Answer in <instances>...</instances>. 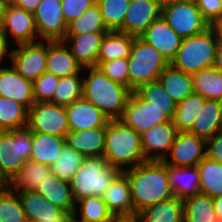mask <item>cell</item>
<instances>
[{"mask_svg": "<svg viewBox=\"0 0 222 222\" xmlns=\"http://www.w3.org/2000/svg\"><path fill=\"white\" fill-rule=\"evenodd\" d=\"M123 172L129 180L136 214L148 206L174 197L169 183L168 165L163 161L147 160Z\"/></svg>", "mask_w": 222, "mask_h": 222, "instance_id": "6da1fadb", "label": "cell"}, {"mask_svg": "<svg viewBox=\"0 0 222 222\" xmlns=\"http://www.w3.org/2000/svg\"><path fill=\"white\" fill-rule=\"evenodd\" d=\"M83 98L93 103L109 120H120L132 91L107 77L99 67H86Z\"/></svg>", "mask_w": 222, "mask_h": 222, "instance_id": "7a4b0ae2", "label": "cell"}, {"mask_svg": "<svg viewBox=\"0 0 222 222\" xmlns=\"http://www.w3.org/2000/svg\"><path fill=\"white\" fill-rule=\"evenodd\" d=\"M103 158L121 171L145 162L140 134L121 120H109L105 127Z\"/></svg>", "mask_w": 222, "mask_h": 222, "instance_id": "3957f363", "label": "cell"}, {"mask_svg": "<svg viewBox=\"0 0 222 222\" xmlns=\"http://www.w3.org/2000/svg\"><path fill=\"white\" fill-rule=\"evenodd\" d=\"M121 172L103 157H87L69 182L75 201L87 196L102 197L105 190Z\"/></svg>", "mask_w": 222, "mask_h": 222, "instance_id": "277c9868", "label": "cell"}, {"mask_svg": "<svg viewBox=\"0 0 222 222\" xmlns=\"http://www.w3.org/2000/svg\"><path fill=\"white\" fill-rule=\"evenodd\" d=\"M218 40L210 28L183 39L170 65L188 74L212 67L215 62Z\"/></svg>", "mask_w": 222, "mask_h": 222, "instance_id": "5b68a950", "label": "cell"}, {"mask_svg": "<svg viewBox=\"0 0 222 222\" xmlns=\"http://www.w3.org/2000/svg\"><path fill=\"white\" fill-rule=\"evenodd\" d=\"M169 64L157 49L135 37L128 57L129 89L134 92L146 83L157 81Z\"/></svg>", "mask_w": 222, "mask_h": 222, "instance_id": "8992f818", "label": "cell"}, {"mask_svg": "<svg viewBox=\"0 0 222 222\" xmlns=\"http://www.w3.org/2000/svg\"><path fill=\"white\" fill-rule=\"evenodd\" d=\"M32 152L31 130L28 127L12 131H0V169L10 182Z\"/></svg>", "mask_w": 222, "mask_h": 222, "instance_id": "52a82bcc", "label": "cell"}, {"mask_svg": "<svg viewBox=\"0 0 222 222\" xmlns=\"http://www.w3.org/2000/svg\"><path fill=\"white\" fill-rule=\"evenodd\" d=\"M27 127L32 132H41L65 137L70 131L65 106L54 102H34L28 109Z\"/></svg>", "mask_w": 222, "mask_h": 222, "instance_id": "ba28073f", "label": "cell"}, {"mask_svg": "<svg viewBox=\"0 0 222 222\" xmlns=\"http://www.w3.org/2000/svg\"><path fill=\"white\" fill-rule=\"evenodd\" d=\"M161 16L183 39L199 34L209 28L195 1L162 5Z\"/></svg>", "mask_w": 222, "mask_h": 222, "instance_id": "9c48e42d", "label": "cell"}, {"mask_svg": "<svg viewBox=\"0 0 222 222\" xmlns=\"http://www.w3.org/2000/svg\"><path fill=\"white\" fill-rule=\"evenodd\" d=\"M120 120L140 135L152 127L171 119L161 110L151 106L136 91L130 94Z\"/></svg>", "mask_w": 222, "mask_h": 222, "instance_id": "30bf717a", "label": "cell"}, {"mask_svg": "<svg viewBox=\"0 0 222 222\" xmlns=\"http://www.w3.org/2000/svg\"><path fill=\"white\" fill-rule=\"evenodd\" d=\"M61 0H42L33 13L37 34L40 40H63L68 25L62 12Z\"/></svg>", "mask_w": 222, "mask_h": 222, "instance_id": "8fae6325", "label": "cell"}, {"mask_svg": "<svg viewBox=\"0 0 222 222\" xmlns=\"http://www.w3.org/2000/svg\"><path fill=\"white\" fill-rule=\"evenodd\" d=\"M18 47V48H17ZM47 41L18 44L12 50L11 65L25 79L36 80L46 71Z\"/></svg>", "mask_w": 222, "mask_h": 222, "instance_id": "7c38bea8", "label": "cell"}, {"mask_svg": "<svg viewBox=\"0 0 222 222\" xmlns=\"http://www.w3.org/2000/svg\"><path fill=\"white\" fill-rule=\"evenodd\" d=\"M205 157L206 140L186 131L177 133L169 153L162 161L166 165L188 167L197 166Z\"/></svg>", "mask_w": 222, "mask_h": 222, "instance_id": "4fadbf2b", "label": "cell"}, {"mask_svg": "<svg viewBox=\"0 0 222 222\" xmlns=\"http://www.w3.org/2000/svg\"><path fill=\"white\" fill-rule=\"evenodd\" d=\"M0 28L16 45L41 41L37 34L33 13L11 3ZM11 37V39H10Z\"/></svg>", "mask_w": 222, "mask_h": 222, "instance_id": "5bb4252c", "label": "cell"}, {"mask_svg": "<svg viewBox=\"0 0 222 222\" xmlns=\"http://www.w3.org/2000/svg\"><path fill=\"white\" fill-rule=\"evenodd\" d=\"M162 13L160 0H131L119 32L139 37Z\"/></svg>", "mask_w": 222, "mask_h": 222, "instance_id": "9a60e30c", "label": "cell"}, {"mask_svg": "<svg viewBox=\"0 0 222 222\" xmlns=\"http://www.w3.org/2000/svg\"><path fill=\"white\" fill-rule=\"evenodd\" d=\"M177 133L171 120L142 133L140 136L145 160L162 161L169 153Z\"/></svg>", "mask_w": 222, "mask_h": 222, "instance_id": "2e32d148", "label": "cell"}, {"mask_svg": "<svg viewBox=\"0 0 222 222\" xmlns=\"http://www.w3.org/2000/svg\"><path fill=\"white\" fill-rule=\"evenodd\" d=\"M103 201L116 219L135 218L131 188L126 174L121 171L105 190Z\"/></svg>", "mask_w": 222, "mask_h": 222, "instance_id": "e0dca14e", "label": "cell"}, {"mask_svg": "<svg viewBox=\"0 0 222 222\" xmlns=\"http://www.w3.org/2000/svg\"><path fill=\"white\" fill-rule=\"evenodd\" d=\"M139 38L157 49L169 63L176 56L183 40L162 16L152 22Z\"/></svg>", "mask_w": 222, "mask_h": 222, "instance_id": "ac0fdd59", "label": "cell"}, {"mask_svg": "<svg viewBox=\"0 0 222 222\" xmlns=\"http://www.w3.org/2000/svg\"><path fill=\"white\" fill-rule=\"evenodd\" d=\"M0 96L24 104L28 109L35 102L33 81L25 79L11 66L0 67Z\"/></svg>", "mask_w": 222, "mask_h": 222, "instance_id": "d6986e66", "label": "cell"}, {"mask_svg": "<svg viewBox=\"0 0 222 222\" xmlns=\"http://www.w3.org/2000/svg\"><path fill=\"white\" fill-rule=\"evenodd\" d=\"M83 69L63 40L47 41L46 72L62 78L81 74Z\"/></svg>", "mask_w": 222, "mask_h": 222, "instance_id": "ffe728a7", "label": "cell"}, {"mask_svg": "<svg viewBox=\"0 0 222 222\" xmlns=\"http://www.w3.org/2000/svg\"><path fill=\"white\" fill-rule=\"evenodd\" d=\"M70 131L106 127L109 119L91 102L84 98L66 106Z\"/></svg>", "mask_w": 222, "mask_h": 222, "instance_id": "44dd1931", "label": "cell"}, {"mask_svg": "<svg viewBox=\"0 0 222 222\" xmlns=\"http://www.w3.org/2000/svg\"><path fill=\"white\" fill-rule=\"evenodd\" d=\"M106 32L66 35L63 41L83 68L96 66L100 46Z\"/></svg>", "mask_w": 222, "mask_h": 222, "instance_id": "7402d4cb", "label": "cell"}, {"mask_svg": "<svg viewBox=\"0 0 222 222\" xmlns=\"http://www.w3.org/2000/svg\"><path fill=\"white\" fill-rule=\"evenodd\" d=\"M105 141V127L69 131L66 143L76 152L87 157H103Z\"/></svg>", "mask_w": 222, "mask_h": 222, "instance_id": "603a6c76", "label": "cell"}, {"mask_svg": "<svg viewBox=\"0 0 222 222\" xmlns=\"http://www.w3.org/2000/svg\"><path fill=\"white\" fill-rule=\"evenodd\" d=\"M21 202L27 220L40 222L42 220H56L64 211L55 204L47 201L36 191H15Z\"/></svg>", "mask_w": 222, "mask_h": 222, "instance_id": "cb8c5ba5", "label": "cell"}, {"mask_svg": "<svg viewBox=\"0 0 222 222\" xmlns=\"http://www.w3.org/2000/svg\"><path fill=\"white\" fill-rule=\"evenodd\" d=\"M47 201L60 207L65 213L74 215L76 201L73 198L68 182L50 174L35 190Z\"/></svg>", "mask_w": 222, "mask_h": 222, "instance_id": "d4e9b609", "label": "cell"}, {"mask_svg": "<svg viewBox=\"0 0 222 222\" xmlns=\"http://www.w3.org/2000/svg\"><path fill=\"white\" fill-rule=\"evenodd\" d=\"M168 176L175 197L184 200L187 197L201 194L197 166L175 167L168 165Z\"/></svg>", "mask_w": 222, "mask_h": 222, "instance_id": "484cf974", "label": "cell"}, {"mask_svg": "<svg viewBox=\"0 0 222 222\" xmlns=\"http://www.w3.org/2000/svg\"><path fill=\"white\" fill-rule=\"evenodd\" d=\"M222 130V101L206 100L204 108L198 112L194 125L188 131L205 140Z\"/></svg>", "mask_w": 222, "mask_h": 222, "instance_id": "4316f807", "label": "cell"}, {"mask_svg": "<svg viewBox=\"0 0 222 222\" xmlns=\"http://www.w3.org/2000/svg\"><path fill=\"white\" fill-rule=\"evenodd\" d=\"M135 219L138 222H184L183 200L174 196L157 202L138 212Z\"/></svg>", "mask_w": 222, "mask_h": 222, "instance_id": "83f0119b", "label": "cell"}, {"mask_svg": "<svg viewBox=\"0 0 222 222\" xmlns=\"http://www.w3.org/2000/svg\"><path fill=\"white\" fill-rule=\"evenodd\" d=\"M32 152L30 160L51 166L61 154L66 143L65 137L41 132H32Z\"/></svg>", "mask_w": 222, "mask_h": 222, "instance_id": "f1b7e54d", "label": "cell"}, {"mask_svg": "<svg viewBox=\"0 0 222 222\" xmlns=\"http://www.w3.org/2000/svg\"><path fill=\"white\" fill-rule=\"evenodd\" d=\"M134 38V36L117 30L106 32L101 42L96 66L98 67L103 62L128 58L131 53Z\"/></svg>", "mask_w": 222, "mask_h": 222, "instance_id": "f546056e", "label": "cell"}, {"mask_svg": "<svg viewBox=\"0 0 222 222\" xmlns=\"http://www.w3.org/2000/svg\"><path fill=\"white\" fill-rule=\"evenodd\" d=\"M51 173V166L27 160L8 187L13 191H35Z\"/></svg>", "mask_w": 222, "mask_h": 222, "instance_id": "4dcf8cb0", "label": "cell"}, {"mask_svg": "<svg viewBox=\"0 0 222 222\" xmlns=\"http://www.w3.org/2000/svg\"><path fill=\"white\" fill-rule=\"evenodd\" d=\"M158 81L177 104L194 93L191 74L177 70L170 64L159 75Z\"/></svg>", "mask_w": 222, "mask_h": 222, "instance_id": "1f68e13d", "label": "cell"}, {"mask_svg": "<svg viewBox=\"0 0 222 222\" xmlns=\"http://www.w3.org/2000/svg\"><path fill=\"white\" fill-rule=\"evenodd\" d=\"M194 93L206 100L222 101V72L214 66L191 74Z\"/></svg>", "mask_w": 222, "mask_h": 222, "instance_id": "d6a6232c", "label": "cell"}, {"mask_svg": "<svg viewBox=\"0 0 222 222\" xmlns=\"http://www.w3.org/2000/svg\"><path fill=\"white\" fill-rule=\"evenodd\" d=\"M184 222H218L213 198L198 194L183 200Z\"/></svg>", "mask_w": 222, "mask_h": 222, "instance_id": "836d02e7", "label": "cell"}, {"mask_svg": "<svg viewBox=\"0 0 222 222\" xmlns=\"http://www.w3.org/2000/svg\"><path fill=\"white\" fill-rule=\"evenodd\" d=\"M74 217L80 222H114L116 220L102 197L99 196H87L76 201Z\"/></svg>", "mask_w": 222, "mask_h": 222, "instance_id": "e575fe53", "label": "cell"}, {"mask_svg": "<svg viewBox=\"0 0 222 222\" xmlns=\"http://www.w3.org/2000/svg\"><path fill=\"white\" fill-rule=\"evenodd\" d=\"M205 101L203 96L193 93L177 104L171 121L178 132H186L192 128L198 112L204 108Z\"/></svg>", "mask_w": 222, "mask_h": 222, "instance_id": "d590c367", "label": "cell"}, {"mask_svg": "<svg viewBox=\"0 0 222 222\" xmlns=\"http://www.w3.org/2000/svg\"><path fill=\"white\" fill-rule=\"evenodd\" d=\"M201 193L211 198L222 196V163L207 156L197 165Z\"/></svg>", "mask_w": 222, "mask_h": 222, "instance_id": "8d00e7d4", "label": "cell"}, {"mask_svg": "<svg viewBox=\"0 0 222 222\" xmlns=\"http://www.w3.org/2000/svg\"><path fill=\"white\" fill-rule=\"evenodd\" d=\"M28 108L15 100L0 96V131L27 127Z\"/></svg>", "mask_w": 222, "mask_h": 222, "instance_id": "74e56055", "label": "cell"}, {"mask_svg": "<svg viewBox=\"0 0 222 222\" xmlns=\"http://www.w3.org/2000/svg\"><path fill=\"white\" fill-rule=\"evenodd\" d=\"M108 31L110 30L105 26L99 6L95 3L86 9L80 17L68 24L66 35Z\"/></svg>", "mask_w": 222, "mask_h": 222, "instance_id": "f35d334b", "label": "cell"}, {"mask_svg": "<svg viewBox=\"0 0 222 222\" xmlns=\"http://www.w3.org/2000/svg\"><path fill=\"white\" fill-rule=\"evenodd\" d=\"M136 92L151 106L161 109L170 119L173 118L177 103L163 89L158 80L146 83Z\"/></svg>", "mask_w": 222, "mask_h": 222, "instance_id": "ab89813d", "label": "cell"}, {"mask_svg": "<svg viewBox=\"0 0 222 222\" xmlns=\"http://www.w3.org/2000/svg\"><path fill=\"white\" fill-rule=\"evenodd\" d=\"M84 159L85 157L82 154L76 152L67 143H65L61 154L51 165L52 174L69 183Z\"/></svg>", "mask_w": 222, "mask_h": 222, "instance_id": "60d3db41", "label": "cell"}, {"mask_svg": "<svg viewBox=\"0 0 222 222\" xmlns=\"http://www.w3.org/2000/svg\"><path fill=\"white\" fill-rule=\"evenodd\" d=\"M83 74H74L60 78L53 96L55 104L68 106L83 98Z\"/></svg>", "mask_w": 222, "mask_h": 222, "instance_id": "b9f144b4", "label": "cell"}, {"mask_svg": "<svg viewBox=\"0 0 222 222\" xmlns=\"http://www.w3.org/2000/svg\"><path fill=\"white\" fill-rule=\"evenodd\" d=\"M131 0H96L105 26L110 30H119Z\"/></svg>", "mask_w": 222, "mask_h": 222, "instance_id": "7bdbcfd3", "label": "cell"}, {"mask_svg": "<svg viewBox=\"0 0 222 222\" xmlns=\"http://www.w3.org/2000/svg\"><path fill=\"white\" fill-rule=\"evenodd\" d=\"M27 217L15 191L9 187L0 190V222H26Z\"/></svg>", "mask_w": 222, "mask_h": 222, "instance_id": "ee69618b", "label": "cell"}, {"mask_svg": "<svg viewBox=\"0 0 222 222\" xmlns=\"http://www.w3.org/2000/svg\"><path fill=\"white\" fill-rule=\"evenodd\" d=\"M59 80V77L46 71L34 80L33 97L35 102L52 101Z\"/></svg>", "mask_w": 222, "mask_h": 222, "instance_id": "f6af8a7d", "label": "cell"}, {"mask_svg": "<svg viewBox=\"0 0 222 222\" xmlns=\"http://www.w3.org/2000/svg\"><path fill=\"white\" fill-rule=\"evenodd\" d=\"M98 67L112 81L129 88L128 58L103 62Z\"/></svg>", "mask_w": 222, "mask_h": 222, "instance_id": "bcb514c9", "label": "cell"}, {"mask_svg": "<svg viewBox=\"0 0 222 222\" xmlns=\"http://www.w3.org/2000/svg\"><path fill=\"white\" fill-rule=\"evenodd\" d=\"M62 12L67 25L73 20L80 17V15L89 7L96 3V0H61Z\"/></svg>", "mask_w": 222, "mask_h": 222, "instance_id": "7dc6e473", "label": "cell"}, {"mask_svg": "<svg viewBox=\"0 0 222 222\" xmlns=\"http://www.w3.org/2000/svg\"><path fill=\"white\" fill-rule=\"evenodd\" d=\"M195 3L208 23L222 12V0H195Z\"/></svg>", "mask_w": 222, "mask_h": 222, "instance_id": "c3c4849f", "label": "cell"}, {"mask_svg": "<svg viewBox=\"0 0 222 222\" xmlns=\"http://www.w3.org/2000/svg\"><path fill=\"white\" fill-rule=\"evenodd\" d=\"M206 156L222 163V130L206 140Z\"/></svg>", "mask_w": 222, "mask_h": 222, "instance_id": "681fc988", "label": "cell"}, {"mask_svg": "<svg viewBox=\"0 0 222 222\" xmlns=\"http://www.w3.org/2000/svg\"><path fill=\"white\" fill-rule=\"evenodd\" d=\"M14 45L15 44H13V42H9V39L0 28V66H2L1 64L3 60L6 62L7 60L11 59L13 50L12 47H14ZM6 57L9 59L5 60Z\"/></svg>", "mask_w": 222, "mask_h": 222, "instance_id": "f907efd6", "label": "cell"}, {"mask_svg": "<svg viewBox=\"0 0 222 222\" xmlns=\"http://www.w3.org/2000/svg\"><path fill=\"white\" fill-rule=\"evenodd\" d=\"M42 0H11V3L23 8L27 12L34 13Z\"/></svg>", "mask_w": 222, "mask_h": 222, "instance_id": "816d5d0a", "label": "cell"}, {"mask_svg": "<svg viewBox=\"0 0 222 222\" xmlns=\"http://www.w3.org/2000/svg\"><path fill=\"white\" fill-rule=\"evenodd\" d=\"M209 28L219 40H222V12L209 23Z\"/></svg>", "mask_w": 222, "mask_h": 222, "instance_id": "f5cc1de1", "label": "cell"}, {"mask_svg": "<svg viewBox=\"0 0 222 222\" xmlns=\"http://www.w3.org/2000/svg\"><path fill=\"white\" fill-rule=\"evenodd\" d=\"M217 70L222 72V40H218L216 47L215 62L213 65Z\"/></svg>", "mask_w": 222, "mask_h": 222, "instance_id": "db71d44e", "label": "cell"}, {"mask_svg": "<svg viewBox=\"0 0 222 222\" xmlns=\"http://www.w3.org/2000/svg\"><path fill=\"white\" fill-rule=\"evenodd\" d=\"M214 210L216 212L218 222H222V196L213 198Z\"/></svg>", "mask_w": 222, "mask_h": 222, "instance_id": "11a10c76", "label": "cell"}, {"mask_svg": "<svg viewBox=\"0 0 222 222\" xmlns=\"http://www.w3.org/2000/svg\"><path fill=\"white\" fill-rule=\"evenodd\" d=\"M10 4L11 0H0V25L4 21L5 14Z\"/></svg>", "mask_w": 222, "mask_h": 222, "instance_id": "9f6ffc18", "label": "cell"}, {"mask_svg": "<svg viewBox=\"0 0 222 222\" xmlns=\"http://www.w3.org/2000/svg\"><path fill=\"white\" fill-rule=\"evenodd\" d=\"M73 216V214L64 212L60 217H57L56 220H42L40 222H69Z\"/></svg>", "mask_w": 222, "mask_h": 222, "instance_id": "6f0895ef", "label": "cell"}, {"mask_svg": "<svg viewBox=\"0 0 222 222\" xmlns=\"http://www.w3.org/2000/svg\"><path fill=\"white\" fill-rule=\"evenodd\" d=\"M9 186V181L2 175V171L0 169V190L7 188Z\"/></svg>", "mask_w": 222, "mask_h": 222, "instance_id": "680465c9", "label": "cell"}, {"mask_svg": "<svg viewBox=\"0 0 222 222\" xmlns=\"http://www.w3.org/2000/svg\"><path fill=\"white\" fill-rule=\"evenodd\" d=\"M188 1H195V0H160L162 5H169L172 3L188 2Z\"/></svg>", "mask_w": 222, "mask_h": 222, "instance_id": "91938a15", "label": "cell"}, {"mask_svg": "<svg viewBox=\"0 0 222 222\" xmlns=\"http://www.w3.org/2000/svg\"><path fill=\"white\" fill-rule=\"evenodd\" d=\"M114 222H138L135 218H121L116 219Z\"/></svg>", "mask_w": 222, "mask_h": 222, "instance_id": "94428289", "label": "cell"}, {"mask_svg": "<svg viewBox=\"0 0 222 222\" xmlns=\"http://www.w3.org/2000/svg\"><path fill=\"white\" fill-rule=\"evenodd\" d=\"M69 222H80V221H78V220L73 216Z\"/></svg>", "mask_w": 222, "mask_h": 222, "instance_id": "6125c7cd", "label": "cell"}]
</instances>
